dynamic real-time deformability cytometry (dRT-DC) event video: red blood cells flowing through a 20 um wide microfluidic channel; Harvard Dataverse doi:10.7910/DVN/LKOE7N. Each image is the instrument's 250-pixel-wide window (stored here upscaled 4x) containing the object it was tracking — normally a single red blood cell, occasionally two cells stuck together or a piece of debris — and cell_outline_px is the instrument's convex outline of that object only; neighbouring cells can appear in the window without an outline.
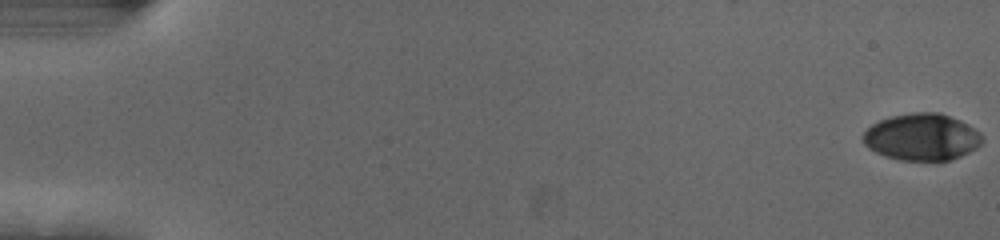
{"species": "human", "species_latin": "Homo sapiens", "temperature_condition": "cold", "stored_images_in_passage": 42, "camera_frame_rate_fps": 3000, "um_per_image_px": 0.085, "donor": {"sex": "female"}, "frame": {"image": 1, "passage_image": 1, "time_ms": 0.0, "image_size_px": [1000, 240], "cell_outline_px": [[984, 140], [976, 148], [960, 156], [948, 160], [900, 160], [884, 156], [868, 148], [864, 144], [864, 132], [872, 124], [880, 120], [892, 116], [912, 112], [940, 112], [960, 120], [968, 124], [980, 132], [984, 136]], "centroid_in_image_um": [78.38, 11.64], "position_along_channel_um": 6.6, "area_um2": 32.54}}
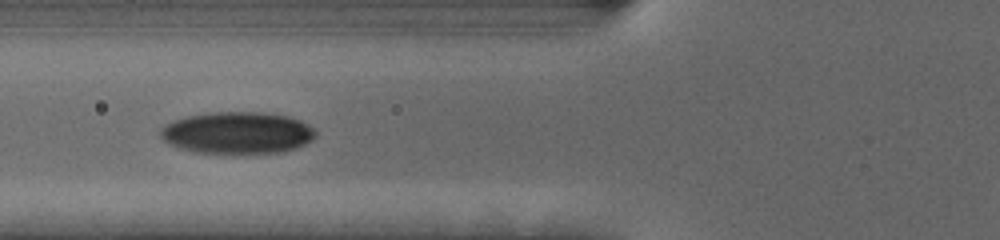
{"frame": {"image": 2, "passage_image": 23, "time_ms": 7.333, "image_size_px": [1000, 240], "cell_outline_px": [[316, 136], [312, 140], [296, 148], [280, 152], [192, 152], [168, 144], [160, 136], [160, 132], [172, 120], [188, 116], [212, 112], [264, 112], [288, 116], [300, 120], [308, 124], [316, 132]], "centroid_in_image_um": [20.19, 11.27], "position_along_channel_um": 105.6, "area_um2": 37.51}}
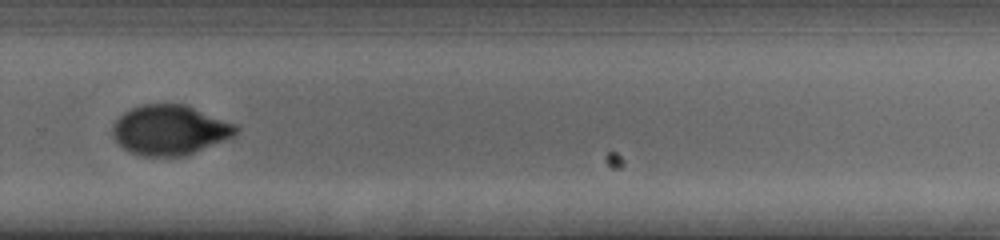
{"frame": {"image": 3, "passage_image": 40, "time_ms": 13.0, "image_size_px": [1000, 240], "cell_outline_px": [[240, 132], [232, 136], [184, 156], [144, 156], [128, 152], [112, 136], [112, 124], [124, 112], [140, 104], [184, 104], [236, 124], [240, 128]], "centroid_in_image_um": [14.41, 11.04], "position_along_channel_um": 315.4, "area_um2": 35.66}}